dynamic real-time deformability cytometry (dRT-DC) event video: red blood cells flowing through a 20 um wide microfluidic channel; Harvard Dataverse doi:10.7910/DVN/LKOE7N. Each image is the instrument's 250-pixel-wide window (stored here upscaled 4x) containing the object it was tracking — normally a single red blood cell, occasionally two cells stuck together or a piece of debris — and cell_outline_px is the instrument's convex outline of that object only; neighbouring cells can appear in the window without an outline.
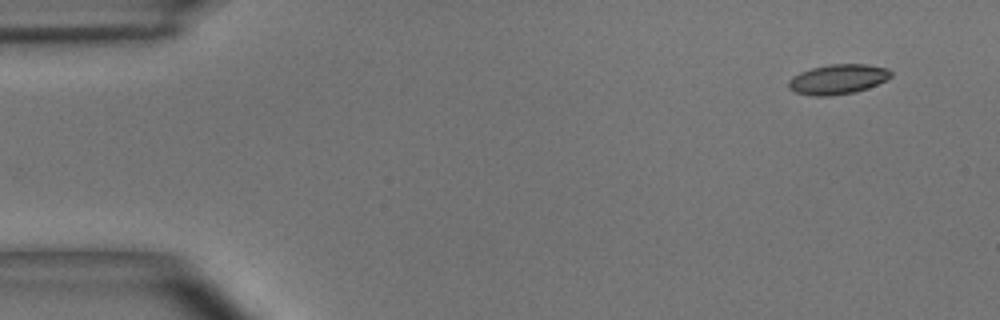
{"species": "common noctule bat (a hibernating species)", "species_latin": "Nyctalus noctula", "temperature_condition": "room temperature", "stored_images_in_passage": 52, "camera_frame_rate_fps": 3000, "um_per_image_px": 0.085, "animal": {"sex": "male", "body_mass_g": 15.6}, "frame": {"image": 1, "passage_image": 1, "time_ms": 0.0, "image_size_px": [1000, 320], "cell_outline_px": [[892, 76], [868, 88], [856, 92], [828, 96], [812, 96], [796, 92], [788, 88], [788, 80], [792, 76], [800, 72], [812, 68], [828, 64], [868, 64], [888, 68], [892, 72]], "centroid_in_image_um": [71.2, 6.73], "position_along_channel_um": 13.8, "area_um2": 17.92}}
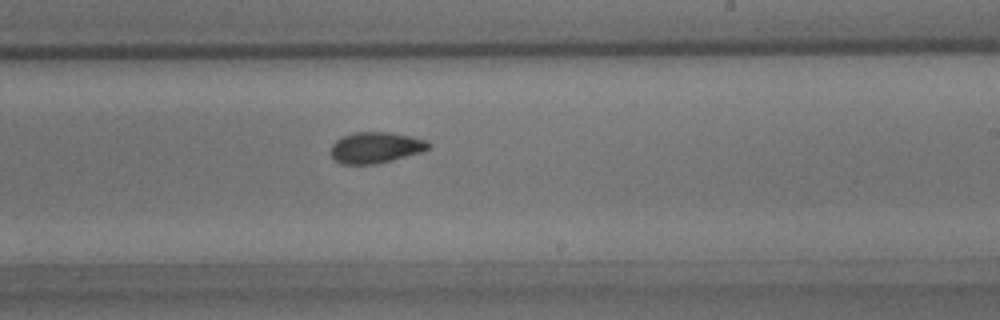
{"frame": {"image": 2, "passage_image": 30, "time_ms": 9.667, "image_size_px": [1000, 320], "cell_outline_px": [[432, 144], [424, 152], [376, 164], [340, 164], [332, 160], [332, 144], [336, 140], [352, 132], [388, 132], [412, 136], [428, 140]], "centroid_in_image_um": [31.96, 12.54], "position_along_channel_um": 257.0, "area_um2": 17.92}}
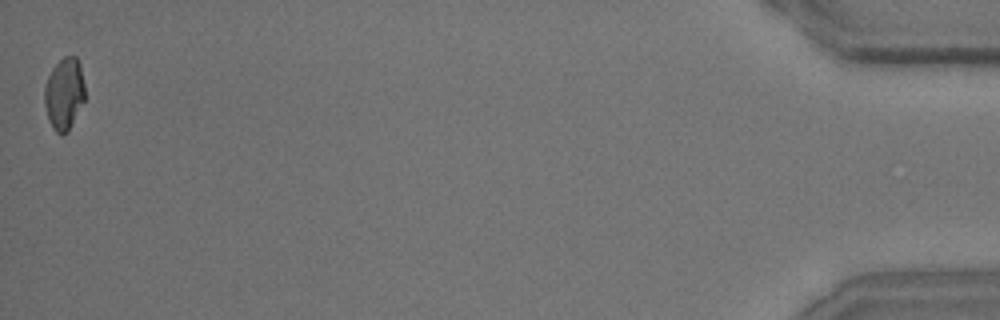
{"frame": {"image": 3, "passage_image": 52, "time_ms": 17.0, "image_size_px": [1000, 320], "cell_outline_px": [[84, 100], [68, 132], [60, 136], [52, 128], [48, 120], [44, 104], [44, 84], [52, 68], [64, 56], [76, 56], [80, 64], [84, 84]], "centroid_in_image_um": [5.43, 7.98], "position_along_channel_um": 429.8, "area_um2": 17.11}, "authors_computed_cell_mechanics": {"area_um2": 17.6579, "velocity_mm_per_s": 3.6159, "shape_relaxation_time_tau1_ms": 6.1972, "shape_relaxation_time_tau2_ms": 1.6496, "deformation_change_tau1": 0.1448, "deformation_change_tau2": 0.0652}}